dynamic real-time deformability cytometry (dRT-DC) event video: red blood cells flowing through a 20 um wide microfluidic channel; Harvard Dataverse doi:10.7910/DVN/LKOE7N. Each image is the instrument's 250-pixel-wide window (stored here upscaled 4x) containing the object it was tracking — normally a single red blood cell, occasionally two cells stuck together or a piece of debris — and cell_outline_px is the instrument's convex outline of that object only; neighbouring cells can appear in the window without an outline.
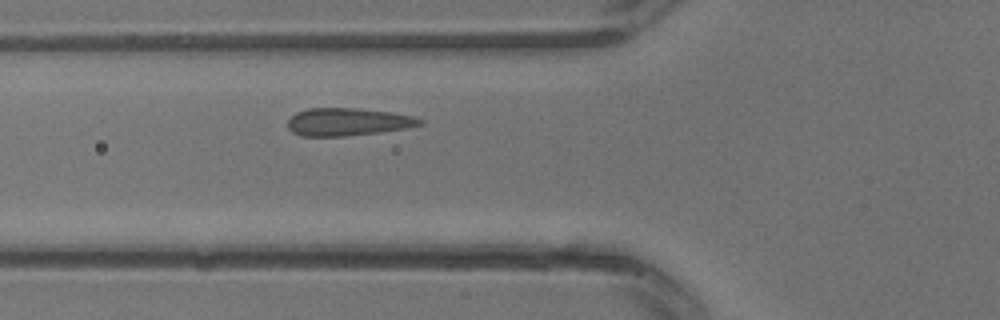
{"species": "common noctule bat (a hibernating species)", "species_latin": "Nyctalus noctula", "temperature_condition": "warm", "stored_images_in_passage": 10, "camera_frame_rate_fps": 3000, "um_per_image_px": 0.085, "animal": {"sex": "male", "body_mass_g": 13.3}, "frame": {"image": 1, "passage_image": 6, "time_ms": 1.667, "image_size_px": [1000, 320], "cell_outline_px": [[424, 124], [408, 128], [380, 132], [348, 136], [300, 136], [292, 132], [288, 128], [288, 120], [296, 112], [308, 108], [356, 108], [392, 112], [412, 116], [424, 120]], "centroid_in_image_um": [29.57, 10.36], "position_along_channel_um": 96.2, "area_um2": 21.5}}
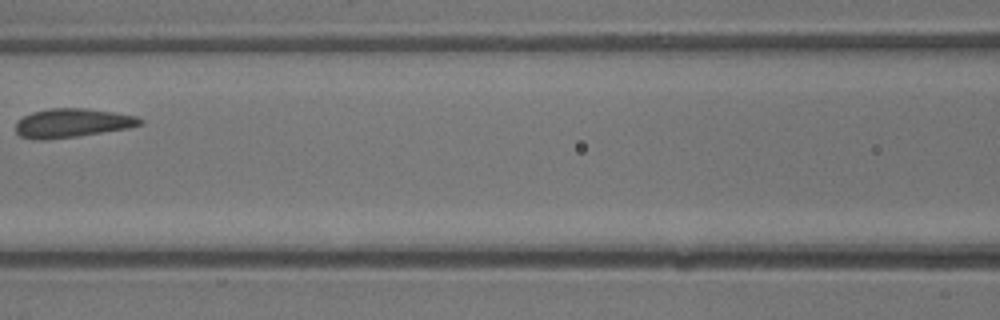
{"frame": {"image": 2, "passage_image": 9, "time_ms": 2.667, "image_size_px": [1000, 320], "cell_outline_px": [[144, 124], [128, 128], [76, 136], [44, 140], [36, 140], [20, 136], [16, 132], [16, 120], [32, 112], [52, 108], [84, 108], [112, 112], [136, 116], [144, 120]], "centroid_in_image_um": [6.12, 10.45], "position_along_channel_um": 160.5, "area_um2": 20.87}}